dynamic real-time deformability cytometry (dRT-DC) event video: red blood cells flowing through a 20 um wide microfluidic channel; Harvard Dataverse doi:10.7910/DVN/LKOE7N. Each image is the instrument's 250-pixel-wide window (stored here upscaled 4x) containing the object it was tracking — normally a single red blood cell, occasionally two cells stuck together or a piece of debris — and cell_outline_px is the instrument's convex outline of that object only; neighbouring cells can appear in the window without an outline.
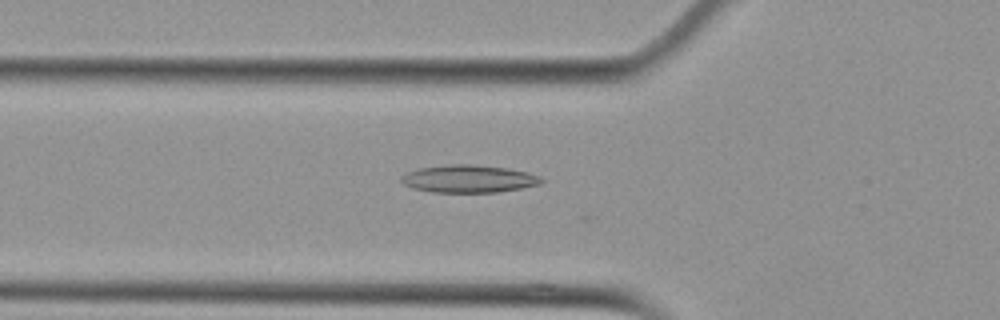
{"species": "Egyptian fruit bat (a non-hibernating species)", "species_latin": "Rousettus aegyptiacus", "temperature_condition": "cold", "stored_images_in_passage": 51, "camera_frame_rate_fps": 3000, "um_per_image_px": 0.085, "animal": {"sex": "female"}, "frame": {"image": 1, "passage_image": 19, "time_ms": 6.0, "image_size_px": [1000, 320], "cell_outline_px": [[544, 180], [540, 184], [520, 188], [496, 192], [432, 192], [412, 188], [404, 184], [400, 180], [400, 176], [408, 172], [420, 168], [448, 164], [472, 164], [508, 168], [528, 172], [540, 176]], "centroid_in_image_um": [39.83, 15.19], "position_along_channel_um": 86.0, "area_um2": 22.54}}
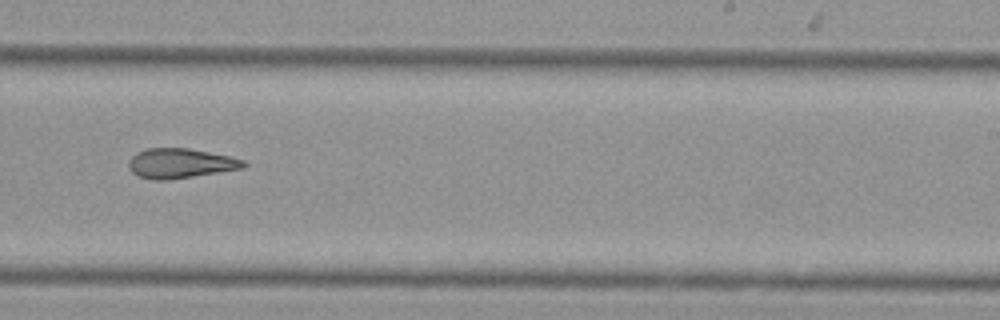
{"frame": {"image": 2, "passage_image": 34, "time_ms": 11.0, "image_size_px": [1000, 320], "cell_outline_px": [[248, 164], [244, 168], [168, 180], [156, 180], [140, 176], [132, 172], [128, 168], [128, 160], [136, 152], [148, 148], [188, 148], [228, 156], [244, 160]], "centroid_in_image_um": [15.31, 13.88], "position_along_channel_um": 273.7, "area_um2": 19.83}}
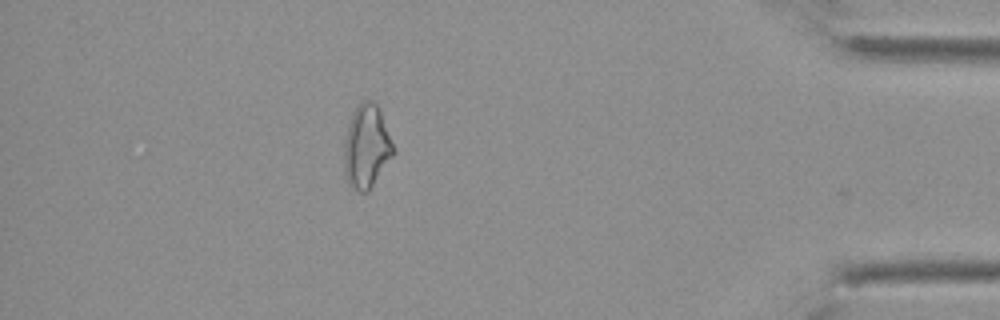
{"frame": {"image": 3, "passage_image": 48, "time_ms": 15.667, "image_size_px": [1000, 320], "cell_outline_px": [[396, 152], [368, 192], [360, 192], [348, 184], [344, 176], [344, 140], [348, 124], [356, 104], [360, 100], [372, 100], [380, 108]], "centroid_in_image_um": [31.15, 12.44], "position_along_channel_um": 404.0, "area_um2": 24.33}, "authors_computed_cell_mechanics": {"area_um2": 20.7502, "velocity_mm_per_s": 3.7516, "shape_relaxation_time_tau1_ms": null, "shape_relaxation_time_tau2_ms": 5.0898, "deformation_change_tau1": null, "deformation_change_tau2": 0.1625}}